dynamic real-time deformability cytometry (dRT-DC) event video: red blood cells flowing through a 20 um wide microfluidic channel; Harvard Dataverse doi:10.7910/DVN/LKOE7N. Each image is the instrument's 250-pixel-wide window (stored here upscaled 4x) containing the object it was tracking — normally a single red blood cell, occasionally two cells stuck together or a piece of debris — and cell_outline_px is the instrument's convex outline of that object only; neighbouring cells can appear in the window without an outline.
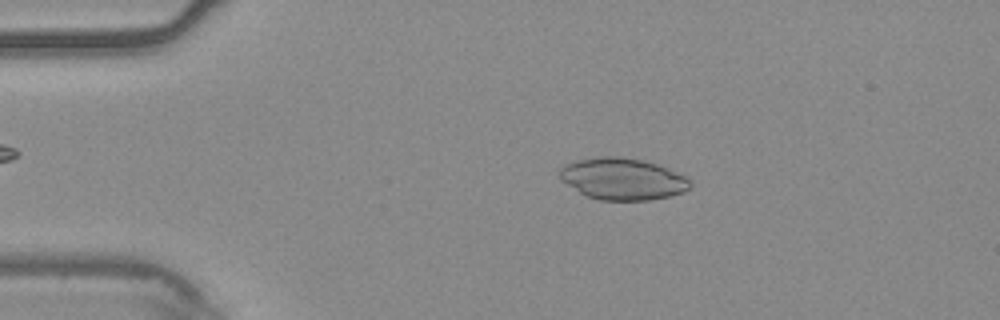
{"species": "common noctule bat (a hibernating species)", "species_latin": "Nyctalus noctula", "temperature_condition": "warm", "stored_images_in_passage": 53, "camera_frame_rate_fps": 3000, "um_per_image_px": 0.085, "animal": {"sex": "male", "body_mass_g": 20.4}, "frame": {"image": 1, "passage_image": 10, "time_ms": 3.0, "image_size_px": [1000, 320], "cell_outline_px": [[692, 184], [684, 192], [668, 196], [648, 200], [600, 200], [588, 196], [580, 192], [560, 180], [560, 168], [576, 160], [596, 156], [620, 156], [640, 160], [656, 164], [684, 176]], "centroid_in_image_um": [52.89, 15.2], "position_along_channel_um": 32.1, "area_um2": 31.33}}
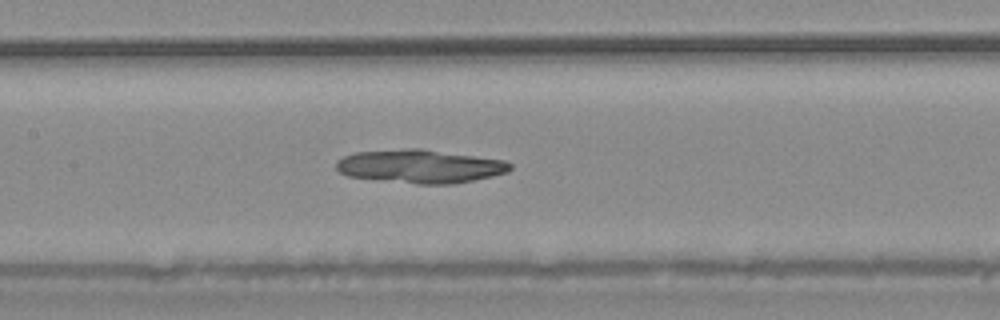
{"frame": {"image": 2, "passage_image": 25, "time_ms": 8.0, "image_size_px": [1000, 320], "cell_outline_px": [[512, 168], [508, 172], [492, 176], [452, 184], [416, 184], [380, 180], [348, 176], [340, 172], [336, 168], [336, 160], [344, 156], [356, 152], [408, 148], [420, 148], [504, 160], [512, 164]], "centroid_in_image_um": [35.7, 14.13], "position_along_channel_um": 171.7, "area_um2": 33.87}}
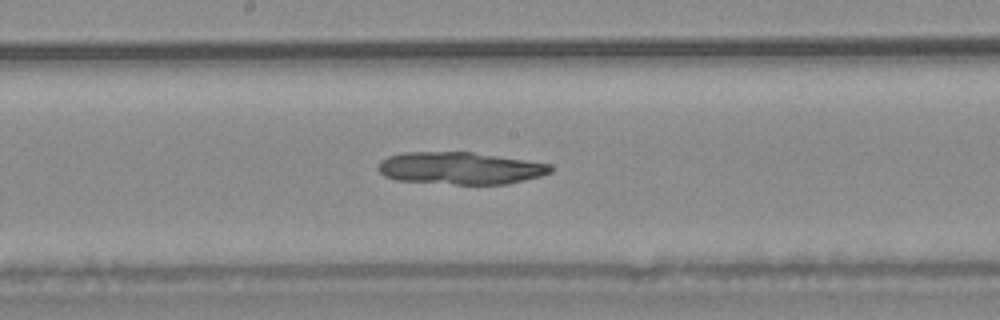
{"frame": {"image": 3, "passage_image": 28, "time_ms": 9.0, "image_size_px": [1000, 320], "cell_outline_px": [[552, 172], [540, 176], [508, 184], [456, 184], [396, 180], [384, 176], [380, 172], [380, 160], [388, 156], [404, 152], [472, 152], [524, 160], [548, 164], [552, 168]], "centroid_in_image_um": [39.1, 14.3], "position_along_channel_um": 209.1, "area_um2": 32.08}}